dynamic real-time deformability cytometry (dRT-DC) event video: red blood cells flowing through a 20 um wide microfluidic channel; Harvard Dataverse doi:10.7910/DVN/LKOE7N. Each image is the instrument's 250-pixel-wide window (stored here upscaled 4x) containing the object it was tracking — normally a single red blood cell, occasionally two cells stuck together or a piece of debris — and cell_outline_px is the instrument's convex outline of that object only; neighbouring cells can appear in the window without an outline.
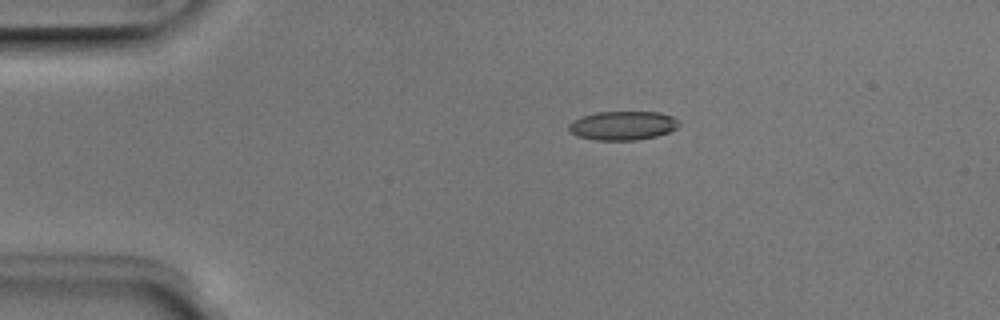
{"species": "Egyptian fruit bat (a non-hibernating species)", "species_latin": "Rousettus aegyptiacus", "temperature_condition": "room temperature", "stored_images_in_passage": 3, "camera_frame_rate_fps": 3000, "um_per_image_px": 0.085, "animal": {"sex": "male"}, "frame": {"image": 1, "passage_image": 1, "time_ms": 0.0, "image_size_px": [1000, 320], "cell_outline_px": [[680, 124], [676, 128], [668, 132], [656, 136], [636, 140], [596, 140], [576, 136], [568, 128], [568, 124], [572, 120], [580, 116], [596, 112], [660, 112], [672, 116]], "centroid_in_image_um": [52.9, 10.67], "position_along_channel_um": 32.1, "area_um2": 18.61}}
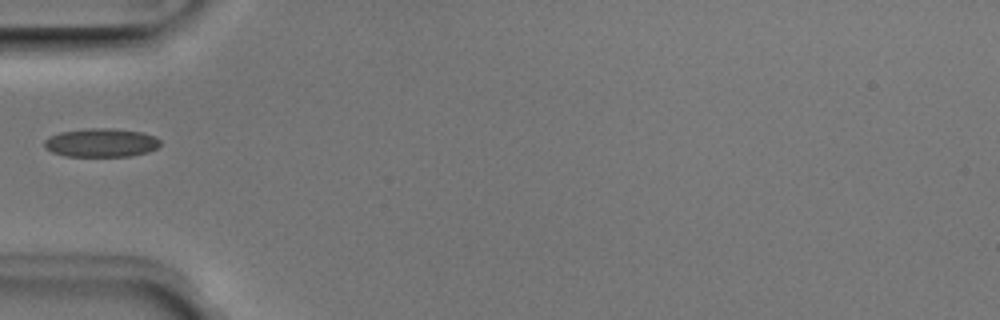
{"frame": {"image": 2, "passage_image": 3, "time_ms": 0.667, "image_size_px": [1000, 320], "cell_outline_px": [[160, 144], [156, 148], [148, 152], [132, 156], [64, 156], [52, 152], [44, 148], [44, 140], [48, 136], [60, 132], [84, 128], [116, 128], [140, 132], [156, 136], [160, 140]], "centroid_in_image_um": [8.57, 12.12], "position_along_channel_um": 76.4, "area_um2": 19.59}}